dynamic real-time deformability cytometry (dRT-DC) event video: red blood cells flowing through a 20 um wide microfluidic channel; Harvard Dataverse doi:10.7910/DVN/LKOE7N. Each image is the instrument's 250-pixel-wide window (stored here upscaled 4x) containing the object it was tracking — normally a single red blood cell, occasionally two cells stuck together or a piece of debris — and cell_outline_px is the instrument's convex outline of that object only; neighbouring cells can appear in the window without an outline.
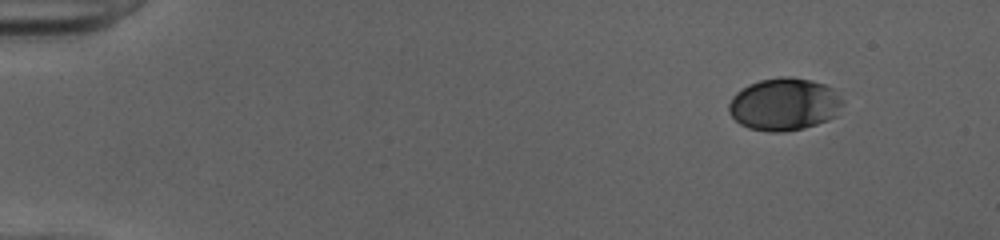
{"species": "human", "species_latin": "Homo sapiens", "temperature_condition": "cold", "stored_images_in_passage": 47, "camera_frame_rate_fps": 3000, "um_per_image_px": 0.085, "donor": {"sex": "female"}, "frame": {"image": 1, "passage_image": 1, "time_ms": 0.0, "image_size_px": [1000, 240], "cell_outline_px": [[844, 104], [836, 116], [828, 120], [804, 128], [784, 132], [768, 132], [748, 128], [740, 124], [728, 112], [728, 104], [732, 96], [736, 92], [748, 84], [760, 80], [780, 76], [788, 76], [812, 80], [824, 84], [832, 88], [844, 100]], "centroid_in_image_um": [66.66, 8.86], "position_along_channel_um": 18.3, "area_um2": 35.26}}
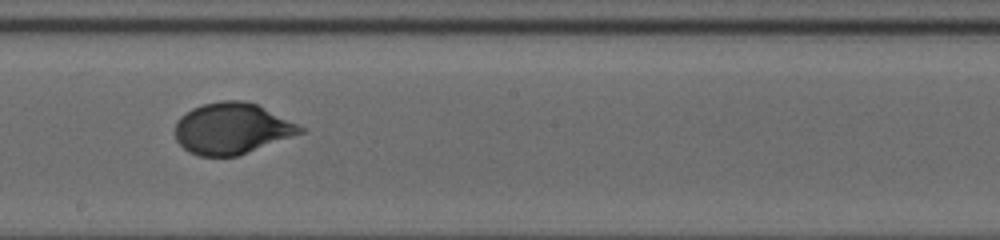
{"frame": {"image": 2, "passage_image": 26, "time_ms": 8.333, "image_size_px": [1000, 240], "cell_outline_px": [[308, 128], [304, 132], [236, 156], [200, 156], [188, 152], [176, 140], [176, 124], [180, 116], [192, 108], [204, 104], [220, 100], [244, 100], [256, 104]], "centroid_in_image_um": [19.72, 10.91], "position_along_channel_um": 228.5, "area_um2": 37.17}}
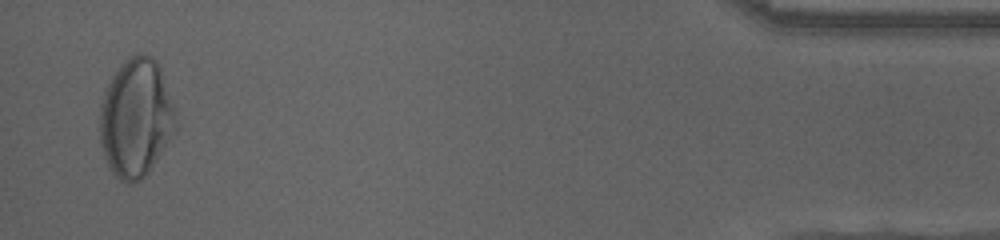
{"frame": {"image": 3, "passage_image": 46, "time_ms": 15.0, "image_size_px": [1000, 240], "cell_outline_px": [[176, 132], [148, 172], [140, 180], [132, 184], [124, 184], [112, 172], [104, 156], [100, 144], [100, 104], [104, 92], [112, 76], [128, 56], [140, 52], [144, 52], [152, 56], [156, 60], [160, 68], [172, 104], [176, 120]], "centroid_in_image_um": [11.54, 10.04], "position_along_channel_um": 423.7, "area_um2": 52.48}, "authors_computed_cell_mechanics": {"area_um2": 37.1076, "velocity_mm_per_s": 4.0161, "shape_relaxation_time_tau1_ms": 3.3853, "shape_relaxation_time_tau2_ms": null, "deformation_change_tau1": 0.1496, "deformation_change_tau2": null}}